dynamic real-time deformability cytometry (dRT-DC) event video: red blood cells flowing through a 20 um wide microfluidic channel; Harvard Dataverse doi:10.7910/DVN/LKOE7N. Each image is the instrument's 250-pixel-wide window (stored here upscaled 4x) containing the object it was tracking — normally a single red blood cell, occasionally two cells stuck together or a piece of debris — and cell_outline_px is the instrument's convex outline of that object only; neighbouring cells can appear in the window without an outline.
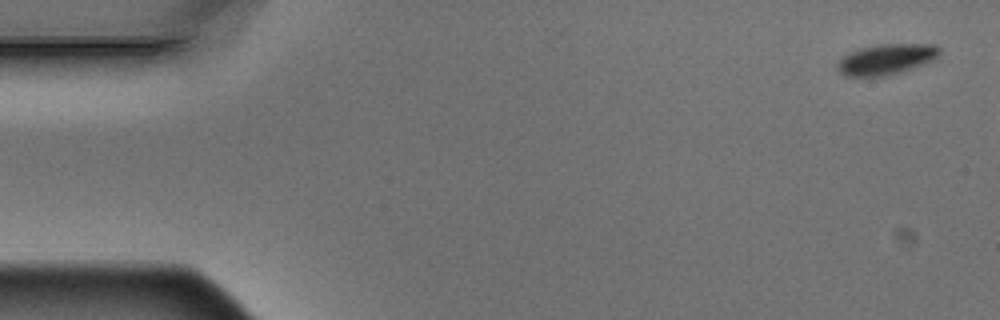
{"species": "Egyptian fruit bat (a non-hibernating species)", "species_latin": "Rousettus aegyptiacus", "temperature_condition": "warm", "stored_images_in_passage": 3, "camera_frame_rate_fps": 3000, "um_per_image_px": 0.085, "animal": {"sex": "male"}, "frame": {"image": 1, "passage_image": 1, "time_ms": 0.0, "image_size_px": [1000, 320], "cell_outline_px": [[940, 52], [932, 60], [884, 76], [848, 76], [840, 72], [836, 68], [836, 64], [844, 56], [860, 48], [880, 44], [936, 44], [940, 48]], "centroid_in_image_um": [75.3, 5.02], "position_along_channel_um": 9.7, "area_um2": 17.63}}